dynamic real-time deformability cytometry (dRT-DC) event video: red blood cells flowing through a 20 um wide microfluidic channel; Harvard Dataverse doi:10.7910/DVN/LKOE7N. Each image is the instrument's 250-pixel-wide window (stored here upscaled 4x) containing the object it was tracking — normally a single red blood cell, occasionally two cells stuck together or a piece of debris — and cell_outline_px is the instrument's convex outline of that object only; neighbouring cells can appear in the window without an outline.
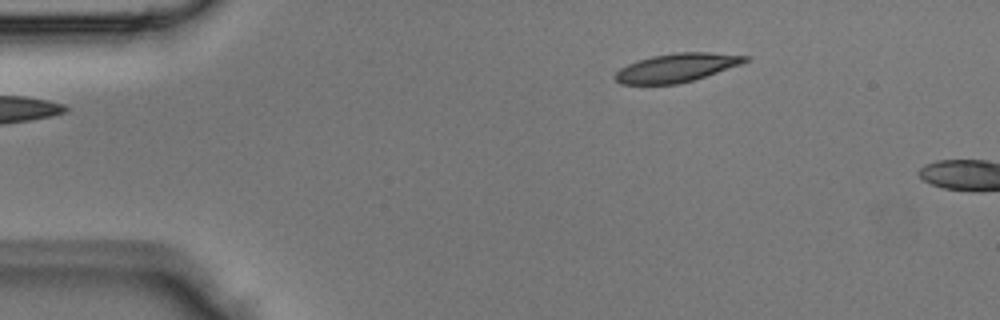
{"species": "Egyptian fruit bat (a non-hibernating species)", "species_latin": "Rousettus aegyptiacus", "temperature_condition": "room temperature", "stored_images_in_passage": 2, "camera_frame_rate_fps": 3000, "um_per_image_px": 0.085, "animal": {"sex": "male"}, "frame": {"image": 1, "passage_image": 2, "time_ms": 0.333, "image_size_px": [1000, 320], "cell_outline_px": [[752, 56], [748, 60], [740, 64], [692, 80], [676, 84], [620, 84], [612, 76], [620, 68], [628, 64], [652, 56], [676, 52], [708, 52]], "centroid_in_image_um": [57.48, 5.75], "position_along_channel_um": 27.5, "area_um2": 21.39}}